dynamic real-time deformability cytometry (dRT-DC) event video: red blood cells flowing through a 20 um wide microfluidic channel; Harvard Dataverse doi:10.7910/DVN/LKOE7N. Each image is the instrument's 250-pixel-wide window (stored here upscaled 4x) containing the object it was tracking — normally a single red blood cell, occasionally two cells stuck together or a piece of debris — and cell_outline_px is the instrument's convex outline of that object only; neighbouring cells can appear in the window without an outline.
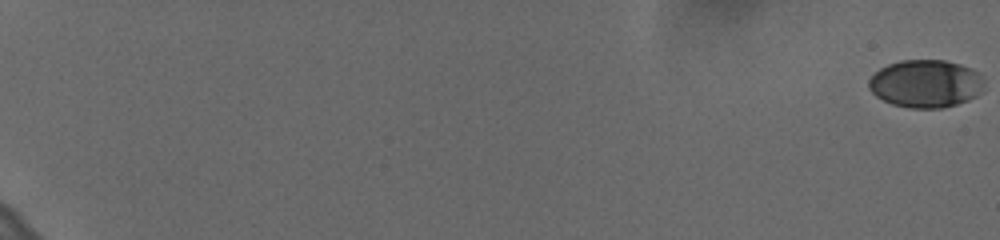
{"species": "human", "species_latin": "Homo sapiens", "temperature_condition": "cold", "stored_images_in_passage": 62, "camera_frame_rate_fps": 3000, "um_per_image_px": 0.085, "donor": {"sex": "female"}, "frame": {"image": 1, "passage_image": 1, "time_ms": 0.0, "image_size_px": [1000, 240], "cell_outline_px": [[984, 88], [976, 96], [968, 100], [956, 104], [940, 108], [912, 108], [892, 104], [876, 96], [868, 88], [868, 80], [880, 68], [888, 64], [900, 60], [944, 60], [960, 64], [972, 68], [984, 76]], "centroid_in_image_um": [78.71, 7.1], "position_along_channel_um": 6.3, "area_um2": 32.31}}
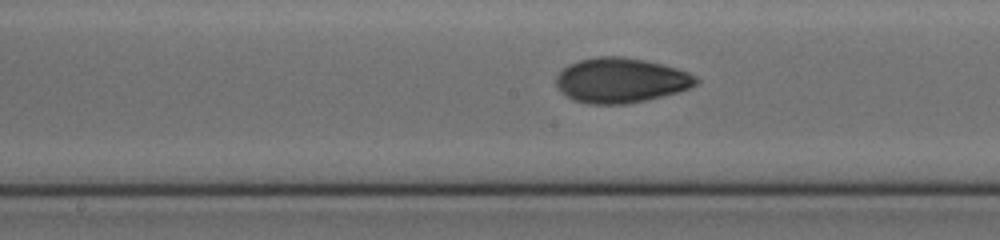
{"frame": {"image": 2, "passage_image": 37, "time_ms": 12.0, "image_size_px": [1000, 240], "cell_outline_px": [[700, 80], [696, 84], [688, 88], [676, 92], [648, 100], [628, 104], [592, 104], [572, 100], [560, 92], [556, 84], [556, 76], [568, 64], [580, 60], [596, 56], [620, 56], [644, 60], [664, 64], [688, 72], [696, 76]], "centroid_in_image_um": [52.76, 6.83], "position_along_channel_um": 195.4, "area_um2": 36.76}}
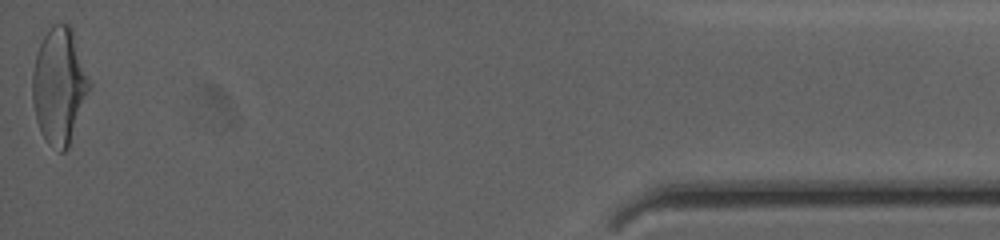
{"frame": {"image": 3, "passage_image": 62, "time_ms": 20.333, "image_size_px": [1000, 240], "cell_outline_px": [[92, 88], [68, 148], [64, 152], [60, 152], [52, 148], [48, 144], [40, 132], [36, 120], [32, 100], [32, 72], [36, 56], [40, 44], [44, 36], [52, 24], [68, 24], [72, 28], [92, 84]], "centroid_in_image_um": [5.06, 7.34], "position_along_channel_um": 430.1, "area_um2": 39.07}, "authors_computed_cell_mechanics": {"area_um2": 34.5644, "velocity_mm_per_s": 3.6308, "shape_relaxation_time_tau1_ms": 4.6218, "shape_relaxation_time_tau2_ms": 1.6739, "deformation_change_tau1": 0.1519, "deformation_change_tau2": 0.0547}}